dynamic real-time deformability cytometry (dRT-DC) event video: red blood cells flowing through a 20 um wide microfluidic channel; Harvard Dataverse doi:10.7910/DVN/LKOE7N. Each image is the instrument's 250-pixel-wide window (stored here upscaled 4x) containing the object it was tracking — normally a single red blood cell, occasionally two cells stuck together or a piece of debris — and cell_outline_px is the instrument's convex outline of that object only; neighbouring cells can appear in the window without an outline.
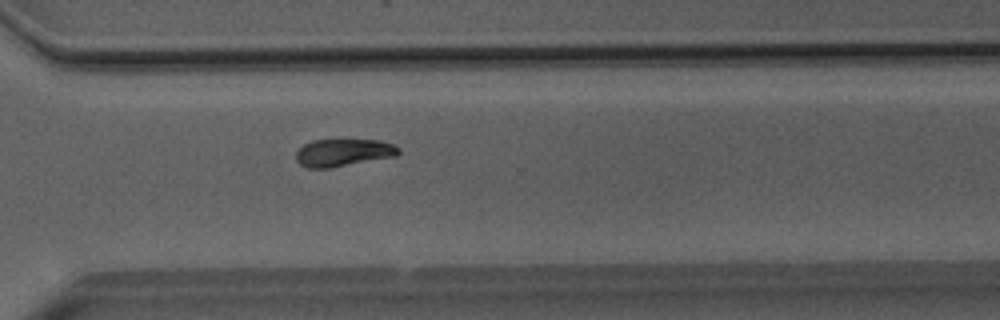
{"species": "Egyptian fruit bat (a non-hibernating species)", "species_latin": "Rousettus aegyptiacus", "temperature_condition": "room temperature", "stored_images_in_passage": 32, "camera_frame_rate_fps": 3000, "um_per_image_px": 0.085, "animal": {"sex": "male"}, "frame": {"image": 1, "passage_image": 22, "time_ms": 7.0, "image_size_px": [1000, 320], "cell_outline_px": [[400, 152], [396, 156], [328, 168], [308, 168], [300, 164], [296, 160], [296, 152], [304, 144], [312, 140], [376, 140], [392, 144], [400, 148]], "centroid_in_image_um": [29.16, 12.97], "position_along_channel_um": 341.4, "area_um2": 16.24}}